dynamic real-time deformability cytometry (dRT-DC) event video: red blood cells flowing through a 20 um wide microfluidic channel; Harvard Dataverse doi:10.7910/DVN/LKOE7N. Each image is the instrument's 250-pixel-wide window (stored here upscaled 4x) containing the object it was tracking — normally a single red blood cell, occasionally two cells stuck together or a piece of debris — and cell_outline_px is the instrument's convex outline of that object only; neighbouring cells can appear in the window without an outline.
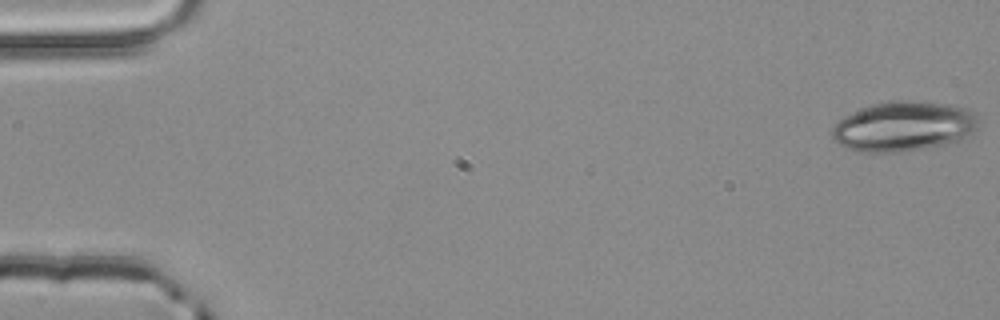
{"species": "common noctule bat (a hibernating species)", "species_latin": "Nyctalus noctula", "temperature_condition": "room temperature", "stored_images_in_passage": 4, "camera_frame_rate_fps": 3000, "um_per_image_px": 0.085, "animal": {"sex": "male", "body_mass_g": 20.4}, "frame": {"image": 1, "passage_image": 1, "time_ms": 0.0, "image_size_px": [1000, 320], "cell_outline_px": [[980, 128], [960, 140], [944, 144], [900, 152], [856, 152], [840, 144], [832, 136], [832, 128], [844, 116], [872, 104], [892, 100], [912, 100], [948, 104], [968, 108], [980, 120]], "centroid_in_image_um": [76.85, 10.73], "position_along_channel_um": 8.1, "area_um2": 42.6}}